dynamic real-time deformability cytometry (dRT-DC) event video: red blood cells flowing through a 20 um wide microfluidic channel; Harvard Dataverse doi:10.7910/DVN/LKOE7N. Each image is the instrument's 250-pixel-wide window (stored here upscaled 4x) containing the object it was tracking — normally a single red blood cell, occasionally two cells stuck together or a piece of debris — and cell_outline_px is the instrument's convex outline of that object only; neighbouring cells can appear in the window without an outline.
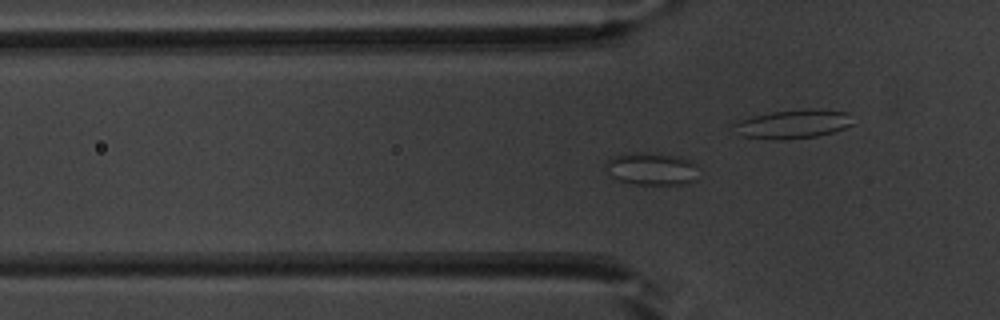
{"species": "common noctule bat (a hibernating species)", "species_latin": "Nyctalus noctula", "temperature_condition": "warm", "stored_images_in_passage": 56, "camera_frame_rate_fps": 3000, "um_per_image_px": 0.085, "animal": {"sex": "male", "body_mass_g": 20.1, "forearm_length_mm": 53.5}, "frame": {"image": 1, "passage_image": 19, "time_ms": 6.0, "image_size_px": [1000, 320], "cell_outline_px": [[696, 180], [688, 184], [636, 184], [620, 180], [608, 176], [604, 168], [604, 164], [612, 156], [636, 152], [660, 152], [680, 156], [692, 160], [696, 164]], "centroid_in_image_um": [55.37, 14.32], "position_along_channel_um": 70.4, "area_um2": 18.15}}
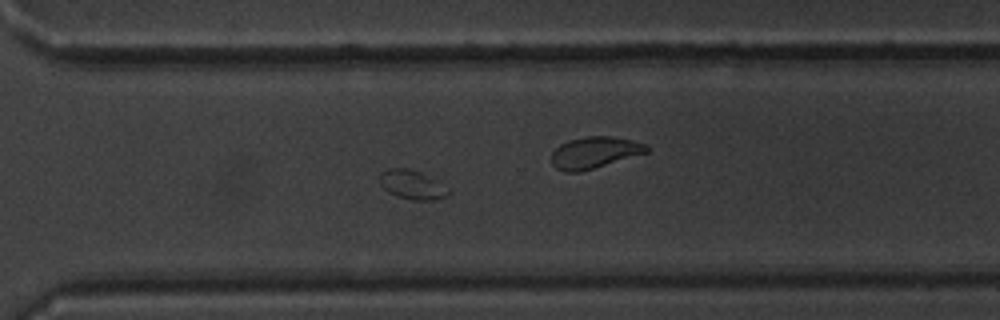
{"frame": {"image": 2, "passage_image": 40, "time_ms": 13.0, "image_size_px": [1000, 320], "cell_outline_px": [[452, 192], [448, 196], [432, 200], [412, 200], [396, 196], [388, 192], [380, 184], [380, 172], [388, 168], [408, 168], [420, 172], [452, 188]], "centroid_in_image_um": [35.08, 15.71], "position_along_channel_um": 335.5, "area_um2": 11.91}}
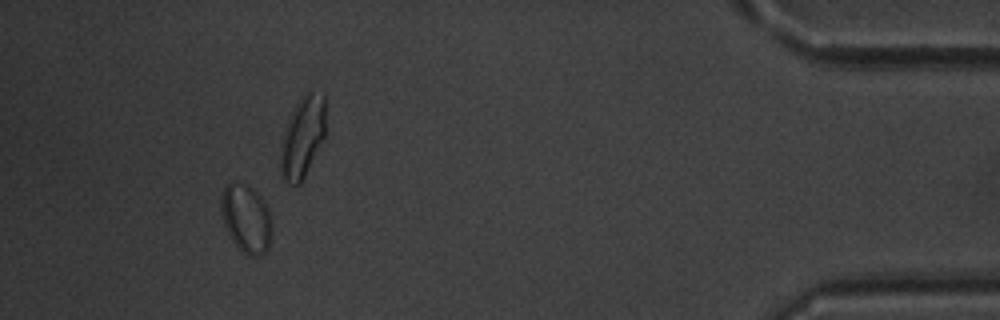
{"frame": {"image": 3, "passage_image": 51, "time_ms": 16.667, "image_size_px": [1000, 320], "cell_outline_px": [[272, 232], [268, 248], [260, 256], [248, 256], [228, 236], [220, 212], [220, 196], [224, 188], [228, 184], [248, 184], [260, 196], [268, 208], [272, 224]], "centroid_in_image_um": [20.92, 18.59], "position_along_channel_um": 414.3, "area_um2": 20.29}, "authors_computed_cell_mechanics": {"area_um2": 17.8602, "velocity_mm_per_s": 3.789, "shape_relaxation_time_tau1_ms": 7.1025, "shape_relaxation_time_tau2_ms": null, "deformation_change_tau1": 0.1011, "deformation_change_tau2": null}}